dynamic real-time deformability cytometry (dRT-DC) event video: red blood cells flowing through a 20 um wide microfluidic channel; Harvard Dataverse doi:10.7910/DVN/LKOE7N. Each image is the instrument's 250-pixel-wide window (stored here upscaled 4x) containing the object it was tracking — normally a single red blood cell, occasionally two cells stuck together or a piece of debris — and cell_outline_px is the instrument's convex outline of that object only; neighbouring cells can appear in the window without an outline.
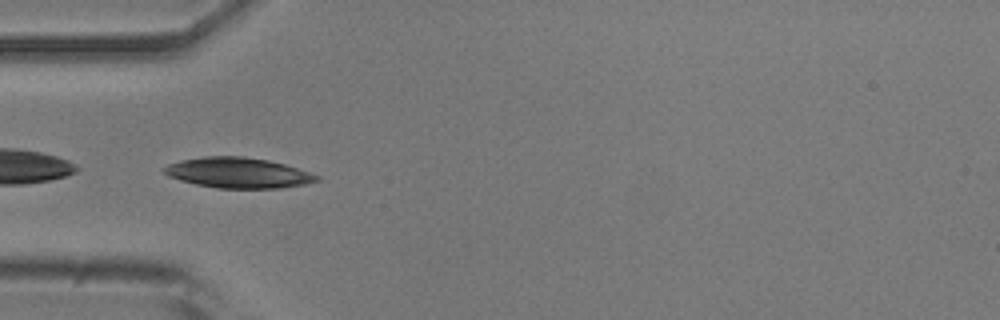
{"species": "common noctule bat (a hibernating species)", "species_latin": "Nyctalus noctula", "temperature_condition": "room temperature", "stored_images_in_passage": 41, "camera_frame_rate_fps": 3000, "um_per_image_px": 0.085, "animal": {"sex": "male", "body_mass_g": 20.5, "forearm_length_mm": 52.5}, "frame": {"image": 1, "passage_image": 5, "time_ms": 1.333, "image_size_px": [1000, 320], "cell_outline_px": [[320, 180], [304, 184], [280, 188], [216, 188], [196, 184], [180, 180], [168, 176], [160, 168], [168, 164], [180, 160], [204, 156], [244, 156], [268, 160], [284, 164], [320, 176]], "centroid_in_image_um": [20.2, 14.68], "position_along_channel_um": 64.8, "area_um2": 27.05}}
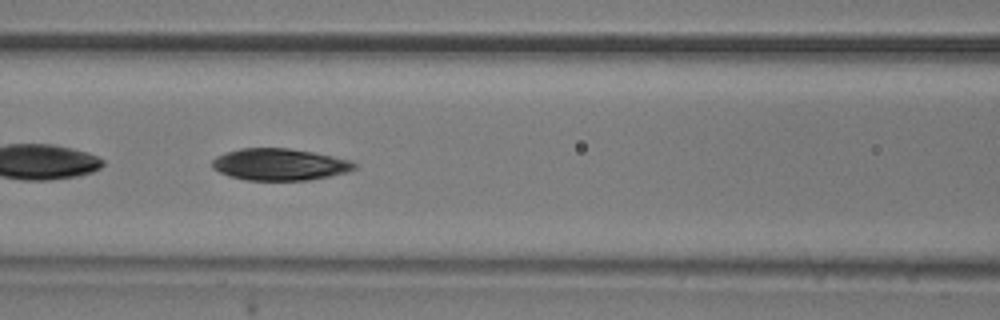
{"frame": {"image": 2, "passage_image": 11, "time_ms": 3.333, "image_size_px": [1000, 320], "cell_outline_px": [[356, 168], [348, 172], [308, 180], [248, 180], [228, 176], [212, 168], [212, 160], [216, 156], [240, 148], [288, 148], [312, 152], [332, 156], [348, 160], [356, 164]], "centroid_in_image_um": [23.74, 13.98], "position_along_channel_um": 142.9, "area_um2": 26.18}}
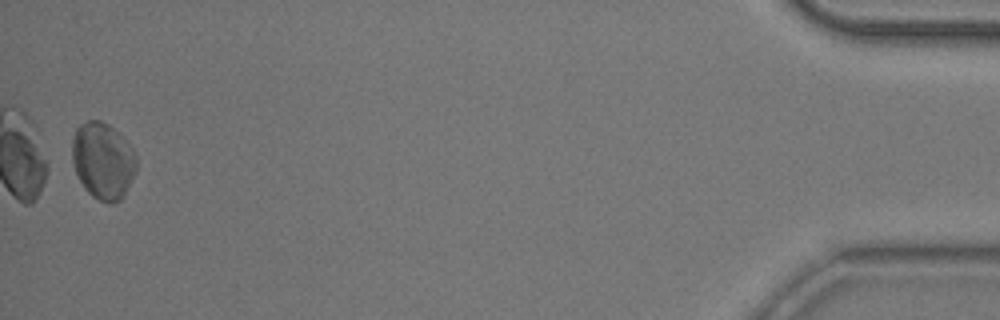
{"frame": {"image": 3, "passage_image": 40, "time_ms": 13.0, "image_size_px": [1000, 320], "cell_outline_px": [[136, 172], [124, 196], [120, 200], [112, 204], [108, 204], [92, 196], [84, 188], [72, 164], [72, 140], [76, 128], [80, 124], [88, 120], [100, 120], [108, 124], [132, 148], [136, 156]], "centroid_in_image_um": [8.74, 13.68], "position_along_channel_um": 426.5, "area_um2": 28.73}, "authors_computed_cell_mechanics": {"area_um2": 26.5302, "velocity_mm_per_s": 3.8787, "shape_relaxation_time_tau1_ms": 5.3097, "shape_relaxation_time_tau2_ms": null, "deformation_change_tau1": 0.1049, "deformation_change_tau2": null}}